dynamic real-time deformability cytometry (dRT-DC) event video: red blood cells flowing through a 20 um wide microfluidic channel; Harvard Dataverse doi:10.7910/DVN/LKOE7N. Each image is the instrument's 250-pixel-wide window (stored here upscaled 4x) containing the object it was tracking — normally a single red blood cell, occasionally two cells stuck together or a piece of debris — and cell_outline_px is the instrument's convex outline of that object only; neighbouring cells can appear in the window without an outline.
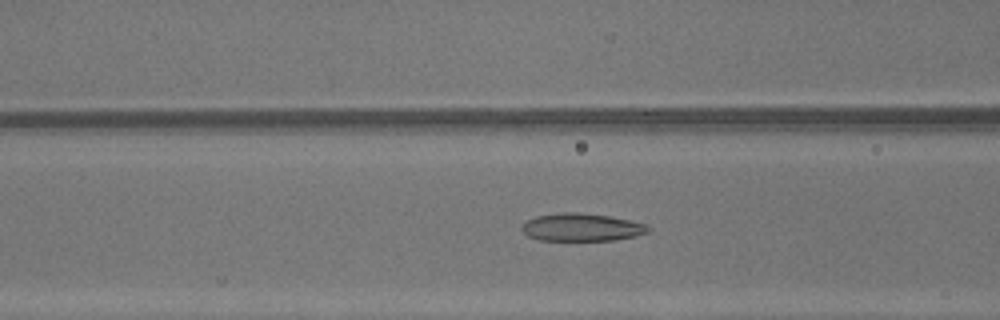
{"species": "common noctule bat (a hibernating species)", "species_latin": "Nyctalus noctula", "temperature_condition": "warm", "stored_images_in_passage": 45, "camera_frame_rate_fps": 3000, "um_per_image_px": 0.085, "animal": {"sex": "male", "body_mass_g": 13.3}, "frame": {"image": 1, "passage_image": 17, "time_ms": 5.333, "image_size_px": [1000, 320], "cell_outline_px": [[652, 228], [648, 232], [636, 236], [616, 240], [536, 240], [528, 236], [520, 228], [528, 220], [536, 216], [560, 212], [580, 212], [612, 216], [648, 224]], "centroid_in_image_um": [49.48, 19.31], "position_along_channel_um": 117.1, "area_um2": 20.69}}
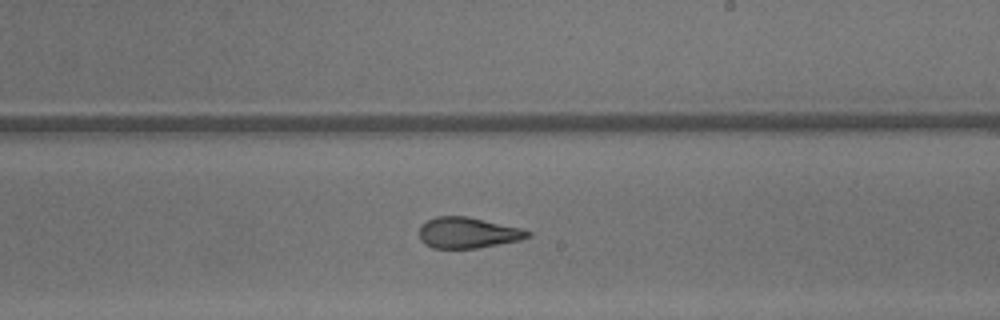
{"frame": {"image": 2, "passage_image": 26, "time_ms": 8.333, "image_size_px": [1000, 320], "cell_outline_px": [[532, 236], [520, 240], [476, 248], [432, 248], [424, 244], [420, 240], [420, 224], [436, 216], [468, 216], [524, 228], [532, 232]], "centroid_in_image_um": [39.79, 19.77], "position_along_channel_um": 249.2, "area_um2": 19.77}}
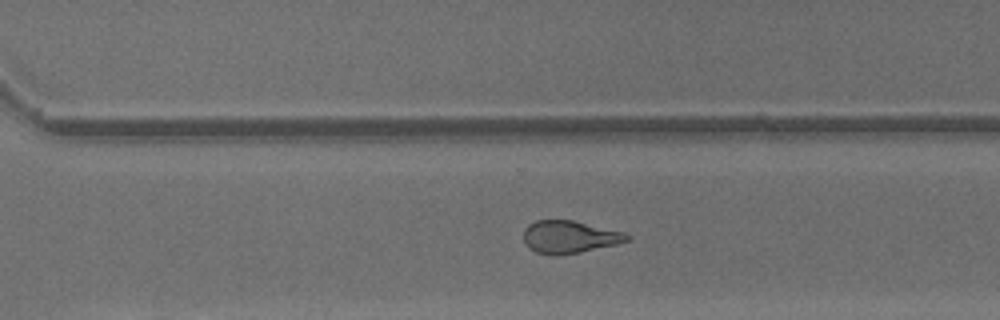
{"frame": {"image": 3, "passage_image": 31, "time_ms": 10.0, "image_size_px": [1000, 320], "cell_outline_px": [[632, 236], [628, 240], [616, 244], [580, 252], [560, 256], [552, 256], [536, 252], [528, 248], [524, 244], [524, 228], [528, 224], [536, 220], [572, 220], [624, 232]], "centroid_in_image_um": [48.36, 20.15], "position_along_channel_um": 322.2, "area_um2": 19.77}, "authors_computed_cell_mechanics": {"area_um2": 21.4438, "velocity_mm_per_s": 4.3957, "shape_relaxation_time_tau1_ms": null, "shape_relaxation_time_tau2_ms": 1.8611, "deformation_change_tau1": null, "deformation_change_tau2": 0.0936}}